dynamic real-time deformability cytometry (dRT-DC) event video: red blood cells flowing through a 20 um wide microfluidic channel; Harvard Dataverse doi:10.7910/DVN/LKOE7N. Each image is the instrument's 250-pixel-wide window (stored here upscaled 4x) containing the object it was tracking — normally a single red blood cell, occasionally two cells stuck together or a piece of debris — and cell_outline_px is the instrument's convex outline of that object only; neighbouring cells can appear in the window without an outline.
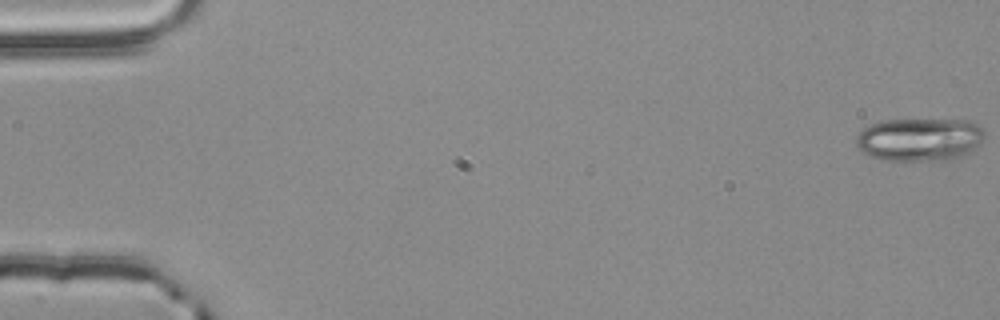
{"species": "common noctule bat (a hibernating species)", "species_latin": "Nyctalus noctula", "temperature_condition": "room temperature", "stored_images_in_passage": 55, "camera_frame_rate_fps": 3000, "um_per_image_px": 0.085, "animal": {"sex": "male", "body_mass_g": 20.4}, "frame": {"image": 1, "passage_image": 1, "time_ms": 0.0, "image_size_px": [1000, 320], "cell_outline_px": [[984, 140], [972, 152], [944, 160], [880, 160], [860, 152], [856, 148], [856, 136], [864, 128], [872, 124], [884, 120], [972, 120], [980, 124], [984, 128]], "centroid_in_image_um": [78.18, 11.85], "position_along_channel_um": 6.8, "area_um2": 32.6}}
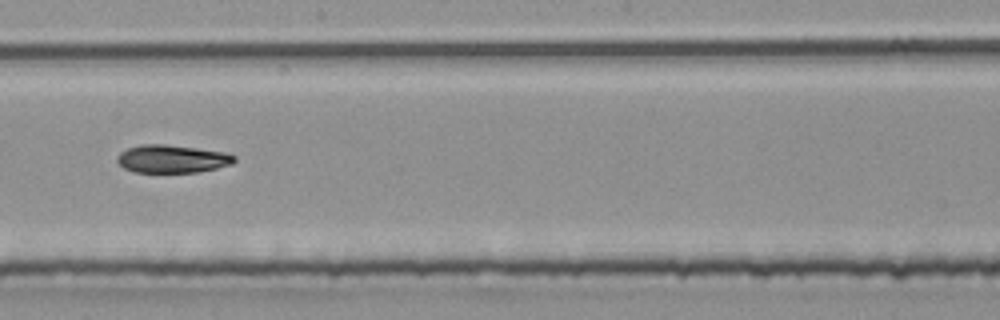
{"frame": {"image": 2, "passage_image": 32, "time_ms": 10.333, "image_size_px": [1000, 320], "cell_outline_px": [[236, 160], [232, 164], [216, 168], [196, 172], [132, 172], [124, 168], [116, 160], [116, 156], [120, 152], [128, 148], [140, 144], [164, 144], [196, 148], [224, 152], [236, 156]], "centroid_in_image_um": [14.6, 13.5], "position_along_channel_um": 233.6, "area_um2": 19.07}}
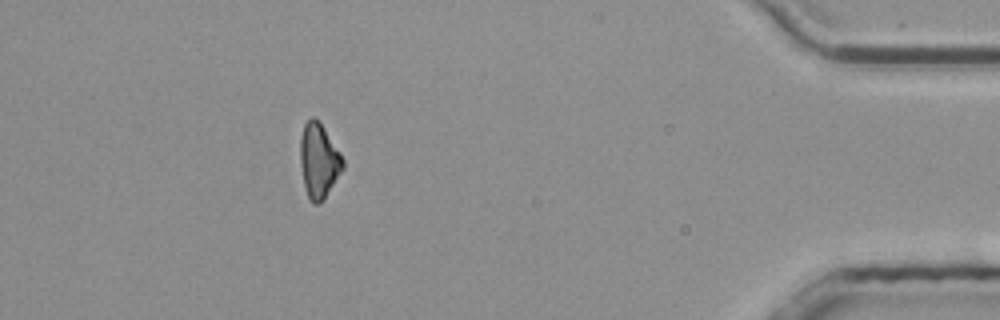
{"frame": {"image": 3, "passage_image": 50, "time_ms": 16.333, "image_size_px": [1000, 320], "cell_outline_px": [[344, 168], [324, 200], [320, 204], [312, 204], [308, 200], [304, 184], [300, 164], [300, 136], [304, 124], [312, 116], [324, 128], [340, 152], [344, 160]], "centroid_in_image_um": [27.1, 13.71], "position_along_channel_um": 408.1, "area_um2": 18.67}, "authors_computed_cell_mechanics": {"area_um2": 19.4786, "velocity_mm_per_s": 3.8388, "shape_relaxation_time_tau1_ms": 8.0557, "shape_relaxation_time_tau2_ms": null, "deformation_change_tau1": 0.1879, "deformation_change_tau2": null}}